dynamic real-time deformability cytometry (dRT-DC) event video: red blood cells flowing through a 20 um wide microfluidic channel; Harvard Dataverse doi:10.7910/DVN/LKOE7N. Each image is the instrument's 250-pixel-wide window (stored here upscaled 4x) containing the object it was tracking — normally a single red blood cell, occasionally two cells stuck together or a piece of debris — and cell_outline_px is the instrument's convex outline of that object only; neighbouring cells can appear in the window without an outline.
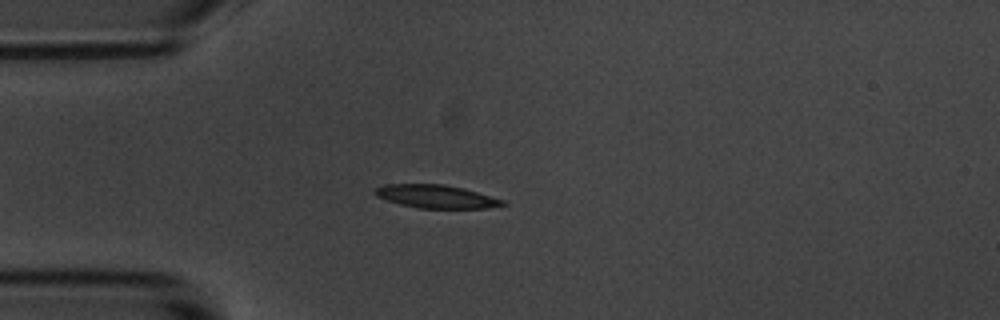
{"species": "common noctule bat (a hibernating species)", "species_latin": "Nyctalus noctula", "temperature_condition": "room temperature", "stored_images_in_passage": 4, "camera_frame_rate_fps": 3000, "um_per_image_px": 0.085, "animal": {"sex": "male", "body_mass_g": 20.1, "forearm_length_mm": 53.5}, "frame": {"image": 1, "passage_image": 4, "time_ms": 3.667, "image_size_px": [1000, 320], "cell_outline_px": [[508, 204], [488, 208], [420, 208], [400, 204], [376, 196], [372, 192], [376, 188], [384, 184], [444, 184], [464, 188], [504, 200]], "centroid_in_image_um": [37.07, 16.69], "position_along_channel_um": 47.9, "area_um2": 17.22}}